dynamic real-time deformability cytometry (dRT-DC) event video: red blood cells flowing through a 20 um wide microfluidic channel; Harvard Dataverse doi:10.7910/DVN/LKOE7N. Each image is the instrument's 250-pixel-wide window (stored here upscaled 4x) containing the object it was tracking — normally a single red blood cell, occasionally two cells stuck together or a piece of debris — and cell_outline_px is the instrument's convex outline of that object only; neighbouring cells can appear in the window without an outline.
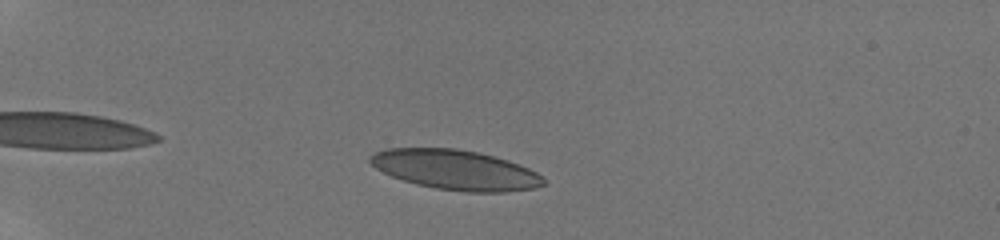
{"species": "human", "species_latin": "Homo sapiens", "temperature_condition": "room temperature", "stored_images_in_passage": 69, "camera_frame_rate_fps": 3000, "um_per_image_px": 0.085, "donor": {"sex": "male"}, "frame": {"image": 1, "passage_image": 13, "time_ms": 2.0, "image_size_px": [1000, 240], "cell_outline_px": [[544, 184], [536, 188], [504, 192], [464, 192], [436, 188], [416, 184], [392, 176], [376, 168], [368, 160], [368, 156], [384, 148], [456, 148], [476, 152], [508, 160], [528, 168], [536, 172], [544, 180]], "centroid_in_image_um": [38.7, 14.43], "position_along_channel_um": 46.3, "area_um2": 40.06}}
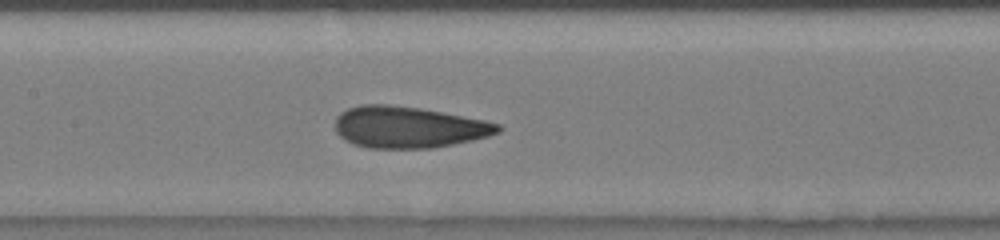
{"frame": {"image": 2, "passage_image": 36, "time_ms": 6.667, "image_size_px": [1000, 240], "cell_outline_px": [[504, 128], [500, 132], [488, 136], [472, 140], [432, 148], [368, 148], [352, 144], [344, 140], [336, 132], [336, 116], [340, 112], [348, 108], [364, 104], [388, 104], [420, 108], [484, 120], [500, 124]], "centroid_in_image_um": [34.7, 10.81], "position_along_channel_um": 172.7, "area_um2": 39.42}}
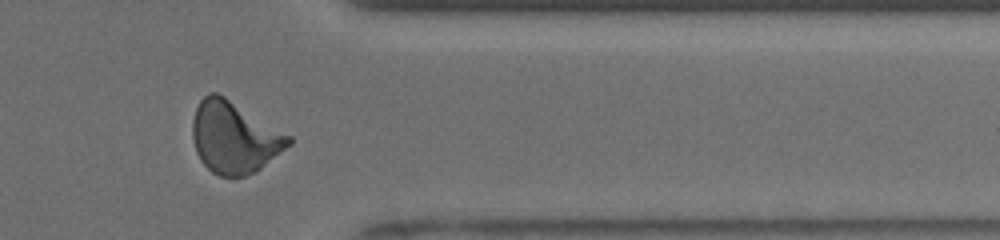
{"frame": {"image": 3, "passage_image": 65, "time_ms": 12.333, "image_size_px": [1000, 240], "cell_outline_px": [[292, 144], [256, 172], [244, 176], [220, 176], [212, 172], [200, 160], [196, 152], [192, 136], [192, 120], [196, 108], [200, 100], [208, 92], [216, 92], [224, 96], [292, 136]], "centroid_in_image_um": [19.91, 11.68], "position_along_channel_um": 391.5, "area_um2": 40.23}, "authors_computed_cell_mechanics": {"area_um2": 39.4196, "velocity_mm_per_s": 3.9335, "shape_relaxation_time_tau1_ms": 4.6599, "shape_relaxation_time_tau2_ms": 0.8997, "deformation_change_tau1": 0.1583, "deformation_change_tau2": 0.08}}